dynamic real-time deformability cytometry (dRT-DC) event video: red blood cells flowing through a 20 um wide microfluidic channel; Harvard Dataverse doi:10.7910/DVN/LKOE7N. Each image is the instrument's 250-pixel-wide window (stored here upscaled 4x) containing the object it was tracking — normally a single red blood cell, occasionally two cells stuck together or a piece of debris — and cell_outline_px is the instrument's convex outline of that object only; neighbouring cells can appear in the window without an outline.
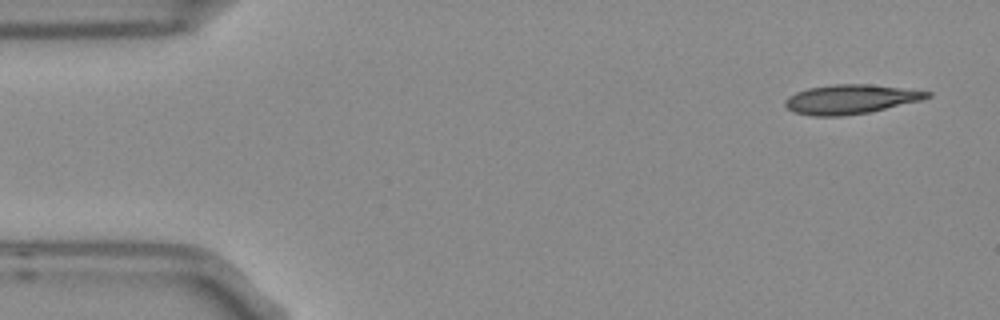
{"species": "Egyptian fruit bat (a non-hibernating species)", "species_latin": "Rousettus aegyptiacus", "temperature_condition": "room temperature", "stored_images_in_passage": 5, "segment_of_instrument_passage": [1, 2], "camera_frame_rate_fps": 3000, "um_per_image_px": 0.085, "frame": {"image": 1, "passage_image": 1, "time_ms": 0.0, "image_size_px": [1000, 320], "cell_outline_px": [[932, 96], [920, 100], [868, 112], [840, 116], [812, 116], [796, 112], [788, 108], [784, 104], [784, 100], [788, 96], [796, 92], [808, 88], [832, 84], [868, 84], [932, 92]], "centroid_in_image_um": [72.25, 8.43], "position_along_channel_um": 12.7, "area_um2": 23.93}}
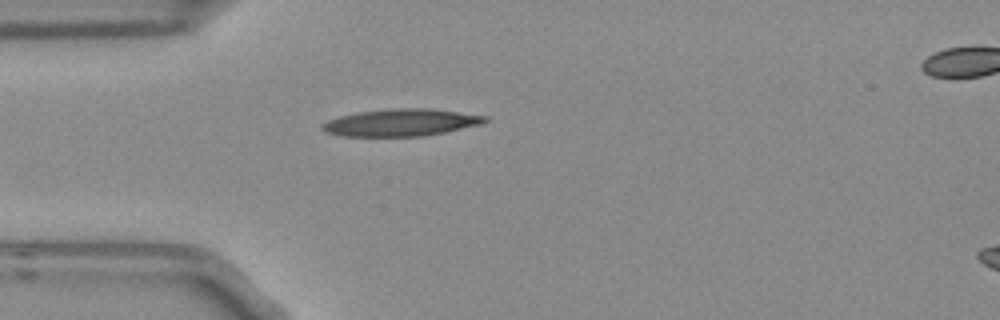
{"frame": {"image": 2, "passage_image": 4, "time_ms": 1.0, "image_size_px": [1000, 320], "cell_outline_px": [[488, 120], [480, 124], [444, 132], [424, 136], [340, 136], [324, 132], [320, 128], [320, 124], [328, 120], [340, 116], [356, 112], [388, 108], [432, 108], [488, 116]], "centroid_in_image_um": [34.04, 10.41], "position_along_channel_um": 51.0, "area_um2": 25.95}}